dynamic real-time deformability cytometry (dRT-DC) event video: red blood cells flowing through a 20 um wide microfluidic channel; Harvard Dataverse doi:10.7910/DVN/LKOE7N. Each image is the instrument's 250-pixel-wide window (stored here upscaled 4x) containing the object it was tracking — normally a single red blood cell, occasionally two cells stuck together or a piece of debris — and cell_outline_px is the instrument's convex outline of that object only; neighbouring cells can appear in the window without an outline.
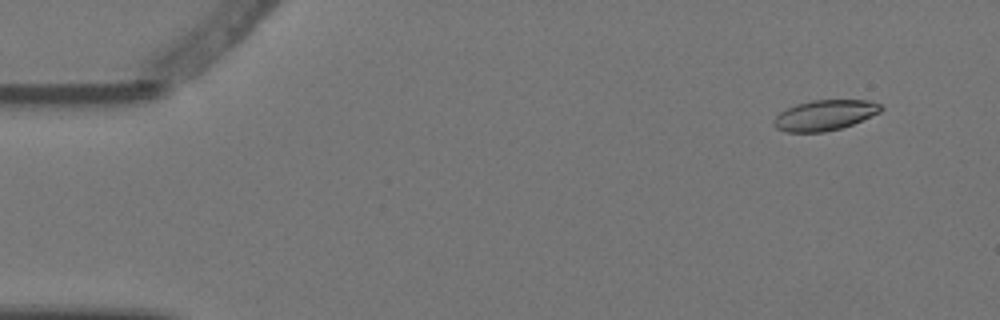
{"species": "Egyptian fruit bat (a non-hibernating species)", "species_latin": "Rousettus aegyptiacus", "temperature_condition": "warm", "stored_images_in_passage": 8, "camera_frame_rate_fps": 3000, "um_per_image_px": 0.085, "animal": {"sex": "female"}, "frame": {"image": 1, "passage_image": 2, "time_ms": 0.333, "image_size_px": [1000, 320], "cell_outline_px": [[884, 108], [880, 112], [852, 124], [840, 128], [824, 132], [788, 132], [776, 128], [772, 124], [776, 116], [780, 112], [796, 104], [812, 100], [868, 100], [880, 104]], "centroid_in_image_um": [70.1, 9.79], "position_along_channel_um": 14.9, "area_um2": 18.84}}